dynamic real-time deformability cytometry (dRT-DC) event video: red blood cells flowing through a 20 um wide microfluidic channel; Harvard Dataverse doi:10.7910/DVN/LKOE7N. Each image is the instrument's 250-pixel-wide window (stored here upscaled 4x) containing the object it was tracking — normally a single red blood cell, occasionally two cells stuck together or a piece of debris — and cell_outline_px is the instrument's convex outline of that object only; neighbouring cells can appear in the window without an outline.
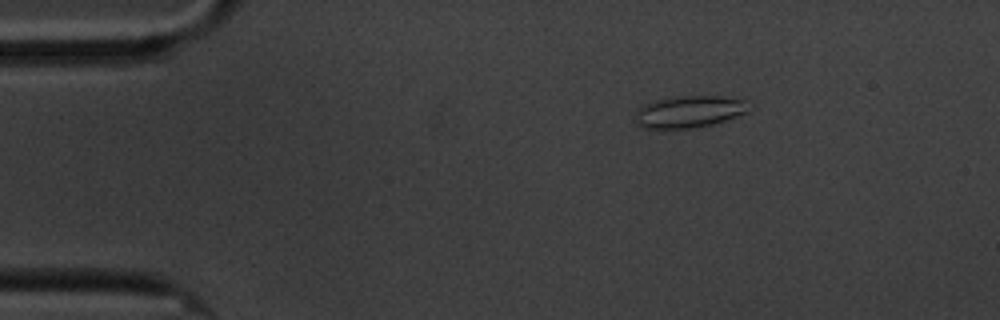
{"species": "common noctule bat (a hibernating species)", "species_latin": "Nyctalus noctula", "temperature_condition": "cold", "stored_images_in_passage": 5, "camera_frame_rate_fps": 3000, "um_per_image_px": 0.085, "animal": {"sex": "male", "body_mass_g": 20.1, "forearm_length_mm": 53.5}, "frame": {"image": 1, "passage_image": 3, "time_ms": 2.333, "image_size_px": [1000, 320], "cell_outline_px": [[748, 112], [712, 124], [696, 128], [644, 128], [636, 124], [636, 112], [644, 104], [668, 96], [724, 96], [744, 100]], "centroid_in_image_um": [58.54, 9.48], "position_along_channel_um": 26.5, "area_um2": 20.98}}